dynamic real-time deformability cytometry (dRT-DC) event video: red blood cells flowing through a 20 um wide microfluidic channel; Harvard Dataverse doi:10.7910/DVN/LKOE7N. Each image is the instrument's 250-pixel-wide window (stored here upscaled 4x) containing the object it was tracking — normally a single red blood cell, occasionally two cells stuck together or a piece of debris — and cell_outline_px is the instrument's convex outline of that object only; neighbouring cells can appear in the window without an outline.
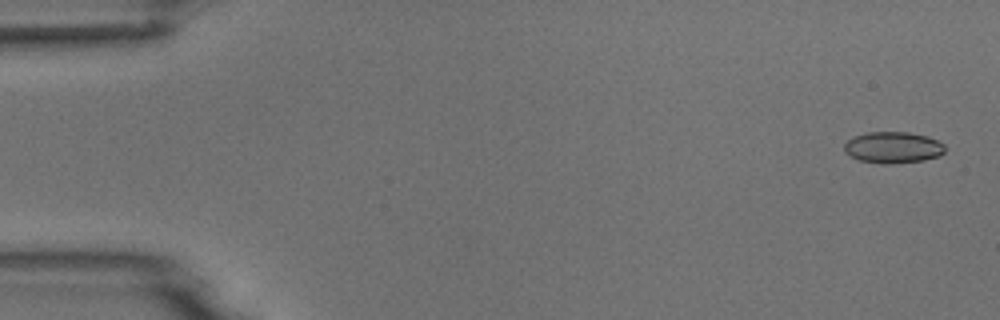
{"species": "common noctule bat (a hibernating species)", "species_latin": "Nyctalus noctula", "temperature_condition": "room temperature", "stored_images_in_passage": 4, "camera_frame_rate_fps": 3000, "um_per_image_px": 0.085, "animal": {"sex": "male", "body_mass_g": 18.8}, "frame": {"image": 1, "passage_image": 1, "time_ms": 0.0, "image_size_px": [1000, 320], "cell_outline_px": [[944, 152], [940, 156], [924, 160], [888, 164], [884, 164], [860, 160], [844, 152], [844, 144], [852, 136], [868, 132], [908, 132], [928, 136], [944, 144]], "centroid_in_image_um": [75.9, 12.53], "position_along_channel_um": 9.1, "area_um2": 18.44}}
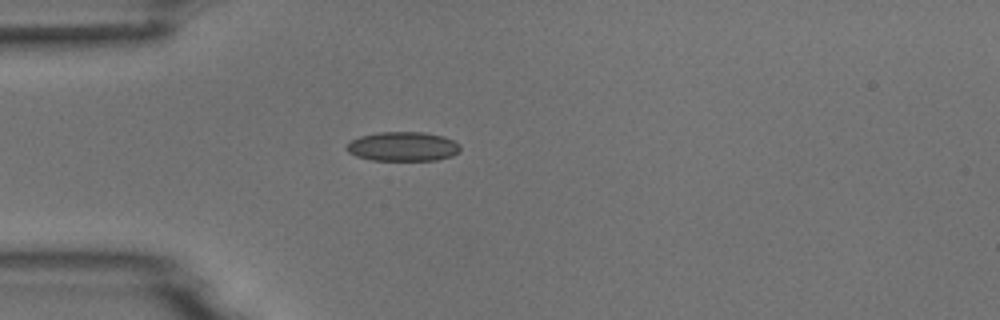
{"frame": {"image": 2, "passage_image": 4, "time_ms": 4.333, "image_size_px": [1000, 320], "cell_outline_px": [[460, 152], [452, 156], [436, 160], [372, 160], [356, 156], [348, 152], [344, 148], [352, 140], [360, 136], [380, 132], [424, 132], [444, 136], [460, 144]], "centroid_in_image_um": [34.26, 12.45], "position_along_channel_um": 50.7, "area_um2": 19.48}}